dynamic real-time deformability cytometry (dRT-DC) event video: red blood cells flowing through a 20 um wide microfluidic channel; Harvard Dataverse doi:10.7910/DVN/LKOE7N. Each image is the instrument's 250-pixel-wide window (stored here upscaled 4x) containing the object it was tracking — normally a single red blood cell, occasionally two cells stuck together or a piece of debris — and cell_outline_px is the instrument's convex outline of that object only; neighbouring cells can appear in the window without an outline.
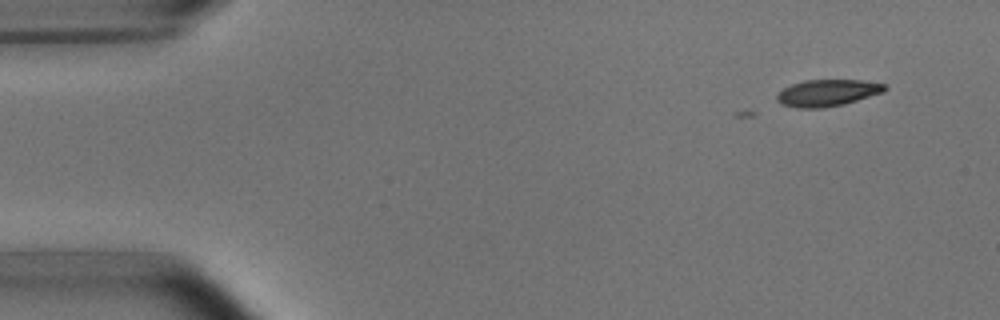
{"species": "common noctule bat (a hibernating species)", "species_latin": "Nyctalus noctula", "temperature_condition": "room temperature", "stored_images_in_passage": 5, "camera_frame_rate_fps": 3000, "um_per_image_px": 0.085, "animal": {"sex": "male", "body_mass_g": 15.6}, "frame": {"image": 1, "passage_image": 1, "time_ms": 0.0, "image_size_px": [1000, 320], "cell_outline_px": [[888, 88], [884, 92], [844, 104], [820, 108], [796, 108], [780, 104], [776, 100], [776, 96], [784, 88], [792, 84], [804, 80], [860, 80], [884, 84]], "centroid_in_image_um": [70.31, 7.9], "position_along_channel_um": 14.7, "area_um2": 16.76}}